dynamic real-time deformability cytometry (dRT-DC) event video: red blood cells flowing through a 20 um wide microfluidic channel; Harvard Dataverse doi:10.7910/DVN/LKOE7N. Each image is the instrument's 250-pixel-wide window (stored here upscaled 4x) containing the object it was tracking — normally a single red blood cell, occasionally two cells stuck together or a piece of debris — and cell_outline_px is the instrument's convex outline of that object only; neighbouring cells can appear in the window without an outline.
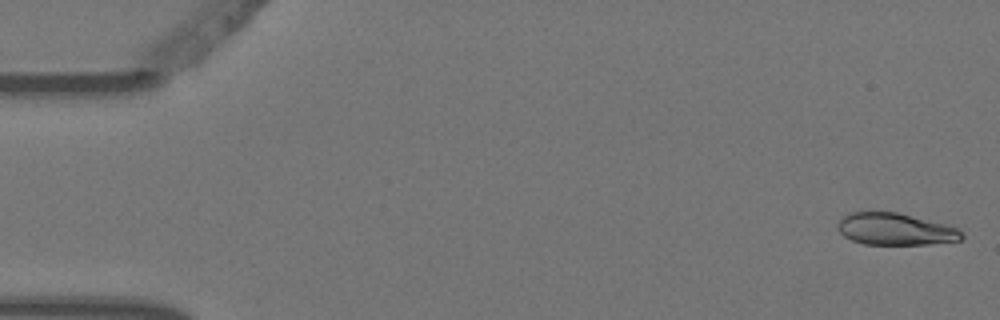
{"species": "Egyptian fruit bat (a non-hibernating species)", "species_latin": "Rousettus aegyptiacus", "temperature_condition": "warm", "stored_images_in_passage": 5, "camera_frame_rate_fps": 3000, "um_per_image_px": 0.085, "animal": {"sex": "female"}, "frame": {"image": 1, "passage_image": 1, "time_ms": 0.0, "image_size_px": [1000, 320], "cell_outline_px": [[964, 236], [960, 240], [928, 244], [864, 244], [852, 240], [844, 236], [836, 228], [836, 224], [844, 216], [852, 212], [896, 212], [948, 224], [956, 228]], "centroid_in_image_um": [76.08, 19.47], "position_along_channel_um": 8.9, "area_um2": 22.95}}
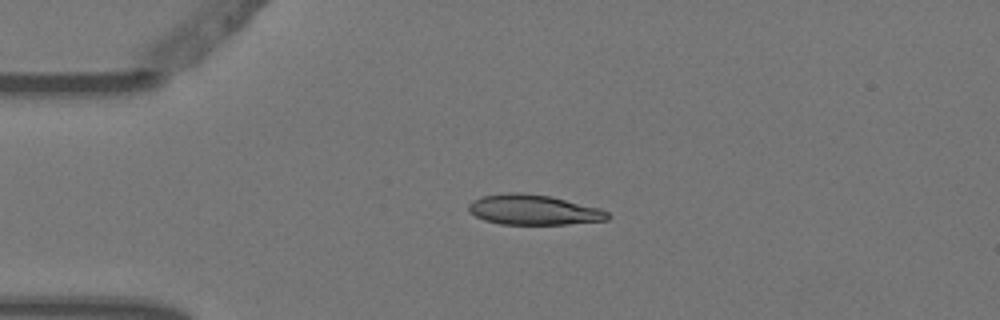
{"frame": {"image": 2, "passage_image": 4, "time_ms": 1.0, "image_size_px": [1000, 320], "cell_outline_px": [[608, 220], [568, 224], [500, 224], [484, 220], [468, 212], [468, 204], [472, 200], [480, 196], [508, 192], [520, 192], [552, 196], [600, 208], [608, 212]], "centroid_in_image_um": [45.31, 17.82], "position_along_channel_um": 39.7, "area_um2": 24.62}}